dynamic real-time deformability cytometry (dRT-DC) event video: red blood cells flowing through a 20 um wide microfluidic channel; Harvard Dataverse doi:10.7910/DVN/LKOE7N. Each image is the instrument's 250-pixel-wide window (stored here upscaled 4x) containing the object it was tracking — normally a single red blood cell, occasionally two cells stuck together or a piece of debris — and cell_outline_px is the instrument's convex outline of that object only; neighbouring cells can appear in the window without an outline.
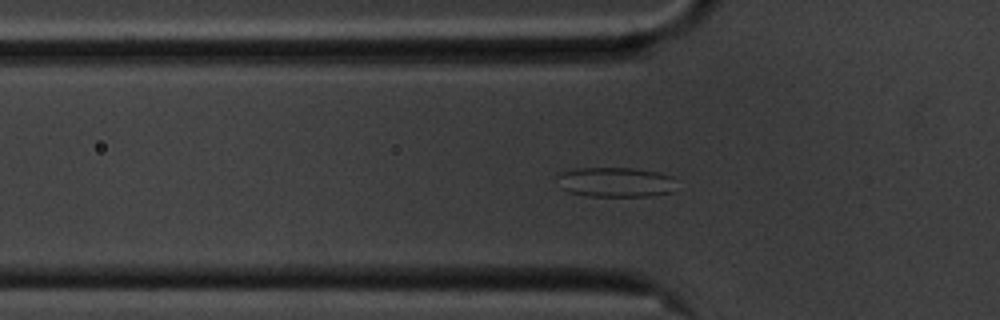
{"species": "common noctule bat (a hibernating species)", "species_latin": "Nyctalus noctula", "temperature_condition": "cold", "stored_images_in_passage": 58, "camera_frame_rate_fps": 3000, "um_per_image_px": 0.085, "animal": {"sex": "male", "body_mass_g": 20.1, "forearm_length_mm": 53.5}, "frame": {"image": 1, "passage_image": 18, "time_ms": 5.667, "image_size_px": [1000, 320], "cell_outline_px": [[672, 192], [652, 196], [592, 196], [568, 192], [560, 188], [556, 176], [564, 172], [576, 168], [632, 168], [656, 172], [672, 176]], "centroid_in_image_um": [52.27, 15.48], "position_along_channel_um": 73.5, "area_um2": 20.52}}
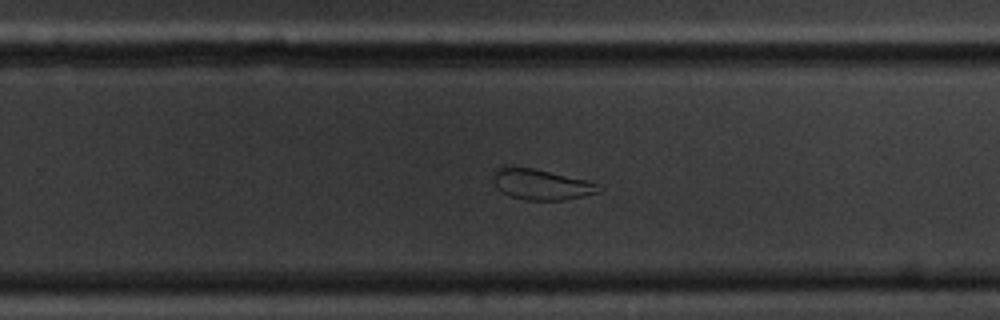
{"frame": {"image": 2, "passage_image": 36, "time_ms": 11.667, "image_size_px": [1000, 320], "cell_outline_px": [[604, 188], [600, 192], [584, 196], [564, 200], [524, 200], [512, 196], [504, 192], [492, 180], [492, 176], [496, 168], [532, 168], [588, 180]], "centroid_in_image_um": [46.08, 15.69], "position_along_channel_um": 283.7, "area_um2": 18.5}}
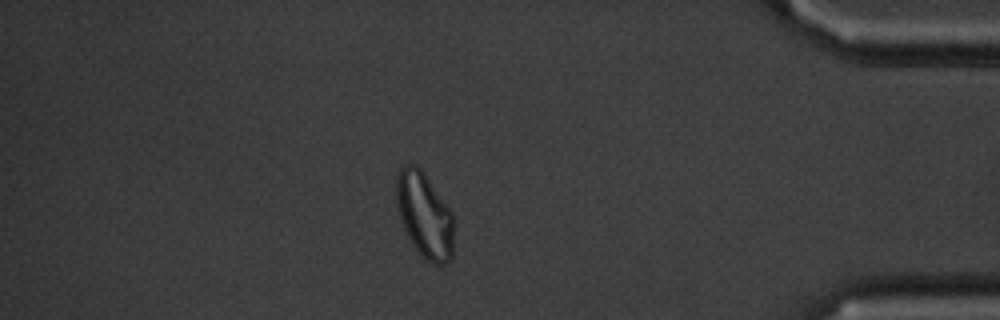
{"frame": {"image": 3, "passage_image": 49, "time_ms": 16.0, "image_size_px": [1000, 320], "cell_outline_px": [[452, 260], [444, 264], [432, 264], [420, 256], [404, 228], [400, 220], [396, 196], [396, 176], [400, 168], [404, 164], [416, 164], [420, 168], [452, 212]], "centroid_in_image_um": [36.06, 18.29], "position_along_channel_um": 399.1, "area_um2": 28.32}, "authors_computed_cell_mechanics": {"area_um2": 25.3742, "velocity_mm_per_s": 3.4975, "shape_relaxation_time_tau1_ms": null, "shape_relaxation_time_tau2_ms": 1.6792, "deformation_change_tau1": null, "deformation_change_tau2": 0.0852}}